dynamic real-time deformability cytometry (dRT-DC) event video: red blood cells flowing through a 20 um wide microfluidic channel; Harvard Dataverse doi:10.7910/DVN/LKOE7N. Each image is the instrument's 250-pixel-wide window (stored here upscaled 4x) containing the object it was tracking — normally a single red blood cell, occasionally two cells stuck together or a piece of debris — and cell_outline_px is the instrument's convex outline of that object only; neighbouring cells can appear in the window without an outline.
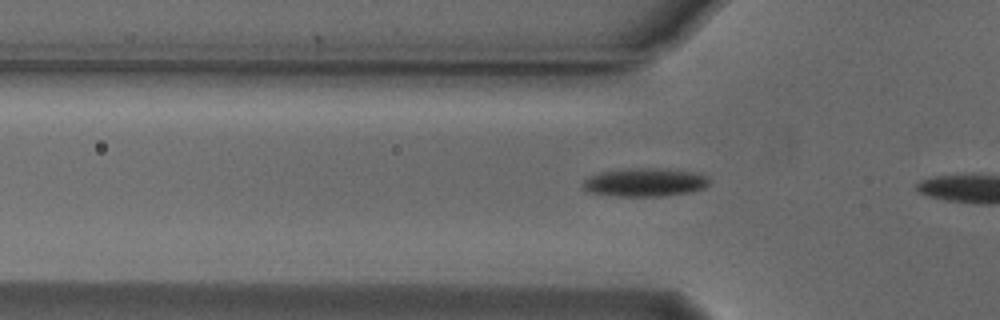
{"species": "Egyptian fruit bat (a non-hibernating species)", "species_latin": "Rousettus aegyptiacus", "temperature_condition": "cold", "stored_images_in_passage": 9, "camera_frame_rate_fps": 3000, "um_per_image_px": 0.085, "animal": {"sex": "male"}, "frame": {"image": 1, "passage_image": 7, "time_ms": 2.0, "image_size_px": [1000, 320], "cell_outline_px": [[708, 184], [704, 188], [688, 192], [664, 196], [616, 196], [588, 192], [584, 188], [584, 180], [588, 176], [600, 172], [628, 168], [660, 168], [692, 172], [704, 176], [708, 180]], "centroid_in_image_um": [54.76, 15.49], "position_along_channel_um": 71.0, "area_um2": 20.69}}